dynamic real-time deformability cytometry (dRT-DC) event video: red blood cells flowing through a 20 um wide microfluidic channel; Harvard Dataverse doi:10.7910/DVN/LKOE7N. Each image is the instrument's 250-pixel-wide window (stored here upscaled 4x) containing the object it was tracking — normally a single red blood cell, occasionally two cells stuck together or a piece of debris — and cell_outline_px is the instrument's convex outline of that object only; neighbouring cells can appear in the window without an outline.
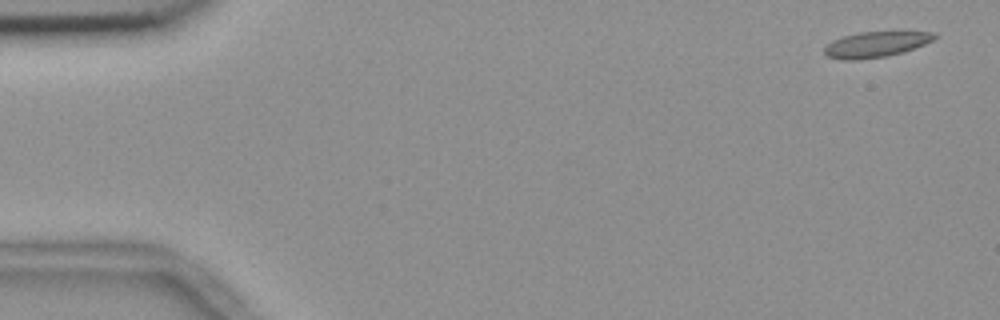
{"species": "common noctule bat (a hibernating species)", "species_latin": "Nyctalus noctula", "temperature_condition": "room temperature", "stored_images_in_passage": 5, "camera_frame_rate_fps": 3000, "um_per_image_px": 0.085, "animal": {"sex": "female", "body_mass_g": 18.4}, "frame": {"image": 1, "passage_image": 1, "time_ms": 0.0, "image_size_px": [1000, 320], "cell_outline_px": [[940, 36], [924, 44], [904, 52], [888, 56], [856, 60], [840, 60], [828, 56], [824, 52], [824, 48], [832, 40], [844, 36], [860, 32], [904, 28], [936, 32]], "centroid_in_image_um": [74.59, 3.71], "position_along_channel_um": 10.4, "area_um2": 17.51}}
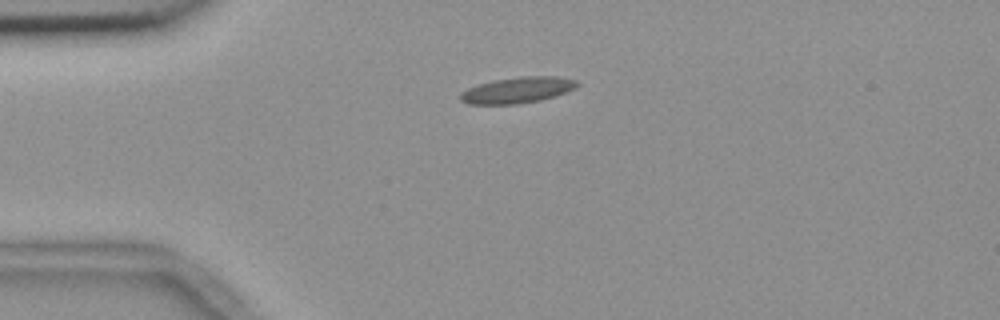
{"frame": {"image": 2, "passage_image": 4, "time_ms": 1.0, "image_size_px": [1000, 320], "cell_outline_px": [[580, 84], [576, 88], [556, 96], [540, 100], [516, 104], [468, 104], [460, 100], [460, 92], [468, 88], [480, 84], [496, 80], [524, 76], [556, 76], [576, 80]], "centroid_in_image_um": [44.01, 7.66], "position_along_channel_um": 41.0, "area_um2": 17.63}}